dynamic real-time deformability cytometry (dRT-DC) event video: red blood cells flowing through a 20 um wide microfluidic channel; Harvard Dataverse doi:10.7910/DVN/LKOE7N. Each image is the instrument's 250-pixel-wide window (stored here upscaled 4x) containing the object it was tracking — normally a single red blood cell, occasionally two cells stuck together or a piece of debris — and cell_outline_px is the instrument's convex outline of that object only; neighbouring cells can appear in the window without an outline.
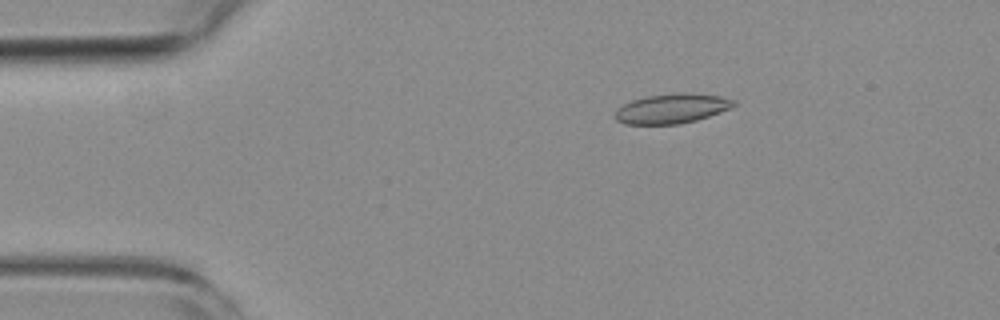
{"species": "common noctule bat (a hibernating species)", "species_latin": "Nyctalus noctula", "temperature_condition": "room temperature", "stored_images_in_passage": 18, "camera_frame_rate_fps": 3000, "um_per_image_px": 0.085, "animal": {"sex": "female", "body_mass_g": 19.3, "forearm_length_mm": 54.1}, "frame": {"image": 1, "passage_image": 5, "time_ms": 1.333, "image_size_px": [1000, 320], "cell_outline_px": [[736, 104], [732, 108], [696, 120], [680, 124], [624, 124], [616, 120], [616, 108], [632, 100], [648, 96], [676, 92], [684, 92], [720, 96], [736, 100]], "centroid_in_image_um": [57.12, 9.22], "position_along_channel_um": 27.9, "area_um2": 20.58}}
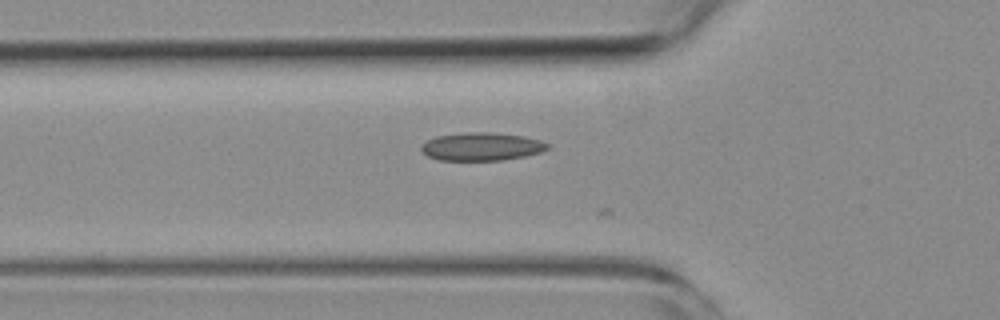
{"frame": {"image": 2, "passage_image": 14, "time_ms": 4.333, "image_size_px": [1000, 320], "cell_outline_px": [[548, 148], [540, 152], [524, 156], [504, 160], [440, 160], [428, 156], [420, 148], [420, 144], [436, 136], [464, 132], [492, 132], [524, 136], [540, 140], [548, 144]], "centroid_in_image_um": [40.91, 12.45], "position_along_channel_um": 84.9, "area_um2": 20.63}}
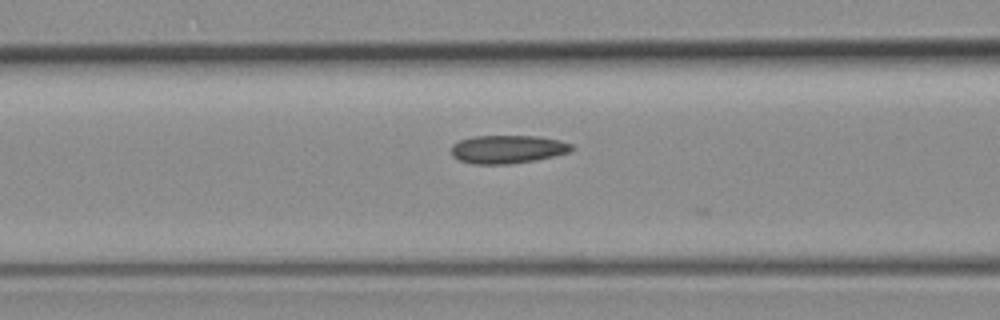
{"frame": {"image": 3, "passage_image": 17, "time_ms": 5.333, "image_size_px": [1000, 320], "cell_outline_px": [[572, 148], [568, 152], [536, 160], [508, 164], [476, 164], [460, 160], [452, 156], [452, 144], [460, 140], [472, 136], [540, 136], [560, 140], [572, 144]], "centroid_in_image_um": [43.13, 12.68], "position_along_channel_um": 123.5, "area_um2": 19.71}}